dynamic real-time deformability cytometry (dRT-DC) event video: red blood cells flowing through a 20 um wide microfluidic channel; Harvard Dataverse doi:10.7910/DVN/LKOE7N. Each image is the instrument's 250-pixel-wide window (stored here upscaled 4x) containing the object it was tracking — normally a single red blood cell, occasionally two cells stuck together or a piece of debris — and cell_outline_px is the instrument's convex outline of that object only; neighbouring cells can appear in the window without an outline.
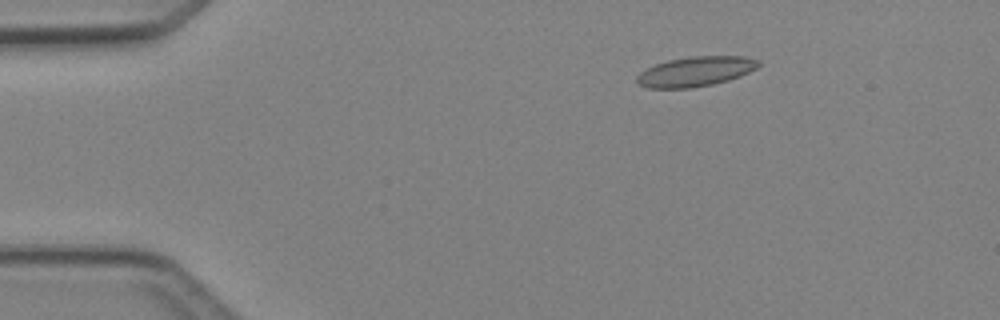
{"species": "Egyptian fruit bat (a non-hibernating species)", "species_latin": "Rousettus aegyptiacus", "temperature_condition": "cold", "stored_images_in_passage": 6, "segment_of_instrument_passage": [1, 2], "camera_frame_rate_fps": 3000, "um_per_image_px": 0.085, "animal": {"sex": "female"}, "frame": {"image": 1, "passage_image": 3, "time_ms": 2.333, "image_size_px": [1000, 320], "cell_outline_px": [[760, 64], [756, 68], [740, 76], [728, 80], [712, 84], [692, 88], [648, 88], [636, 84], [636, 76], [640, 72], [656, 64], [668, 60], [692, 56], [744, 56], [760, 60]], "centroid_in_image_um": [59.11, 6.08], "position_along_channel_um": 25.9, "area_um2": 21.15}}